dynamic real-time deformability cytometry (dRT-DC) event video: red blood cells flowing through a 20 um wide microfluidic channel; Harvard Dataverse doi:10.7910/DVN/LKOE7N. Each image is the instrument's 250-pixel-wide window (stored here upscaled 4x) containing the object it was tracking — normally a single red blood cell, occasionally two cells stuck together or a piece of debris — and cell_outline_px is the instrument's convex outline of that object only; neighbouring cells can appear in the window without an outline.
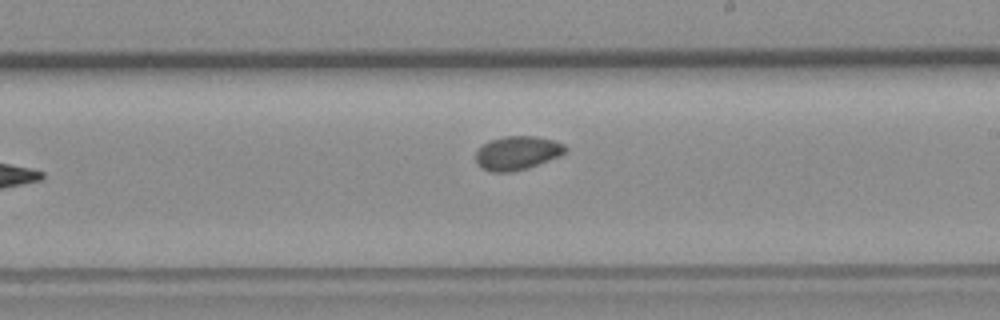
{"species": "common noctule bat (a hibernating species)", "species_latin": "Nyctalus noctula", "temperature_condition": "room temperature", "stored_images_in_passage": 10, "camera_frame_rate_fps": 3000, "um_per_image_px": 0.085, "animal": {"sex": "female", "body_mass_g": 19.3, "forearm_length_mm": 54.1}, "frame": {"image": 1, "passage_image": 9, "time_ms": 9.333, "image_size_px": [1000, 320], "cell_outline_px": [[568, 148], [560, 156], [528, 168], [512, 172], [492, 172], [480, 168], [476, 164], [476, 152], [484, 144], [492, 140], [504, 136], [536, 136], [556, 140], [564, 144]], "centroid_in_image_um": [43.98, 13.01], "position_along_channel_um": 245.0, "area_um2": 17.74}}